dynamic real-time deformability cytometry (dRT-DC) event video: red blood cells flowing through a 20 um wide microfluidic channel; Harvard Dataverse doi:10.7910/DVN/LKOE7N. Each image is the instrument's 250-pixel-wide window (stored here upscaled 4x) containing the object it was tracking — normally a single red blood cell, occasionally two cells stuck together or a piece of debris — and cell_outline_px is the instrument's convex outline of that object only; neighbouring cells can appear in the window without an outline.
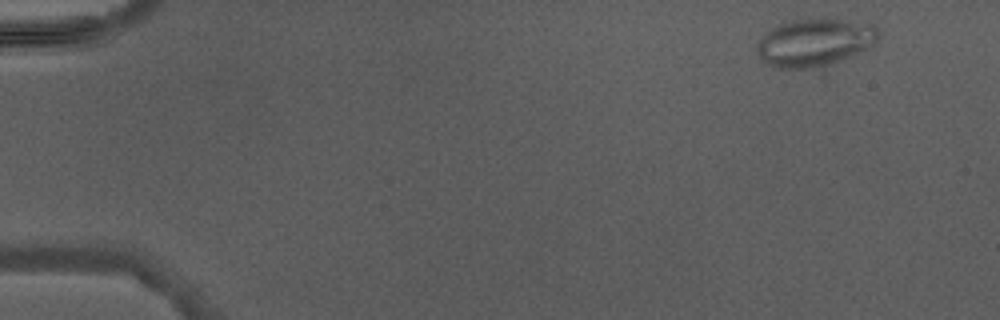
{"species": "Egyptian fruit bat (a non-hibernating species)", "species_latin": "Rousettus aegyptiacus", "temperature_condition": "warm", "stored_images_in_passage": 4, "camera_frame_rate_fps": 3000, "um_per_image_px": 0.085, "animal": {"sex": "male"}, "frame": {"image": 1, "passage_image": 1, "time_ms": 0.0, "image_size_px": [1000, 320], "cell_outline_px": [[880, 36], [868, 48], [828, 64], [808, 68], [772, 68], [756, 52], [756, 44], [772, 28], [780, 24], [792, 20], [840, 20], [876, 24], [880, 32]], "centroid_in_image_um": [69.25, 3.61], "position_along_channel_um": 15.8, "area_um2": 32.95}}